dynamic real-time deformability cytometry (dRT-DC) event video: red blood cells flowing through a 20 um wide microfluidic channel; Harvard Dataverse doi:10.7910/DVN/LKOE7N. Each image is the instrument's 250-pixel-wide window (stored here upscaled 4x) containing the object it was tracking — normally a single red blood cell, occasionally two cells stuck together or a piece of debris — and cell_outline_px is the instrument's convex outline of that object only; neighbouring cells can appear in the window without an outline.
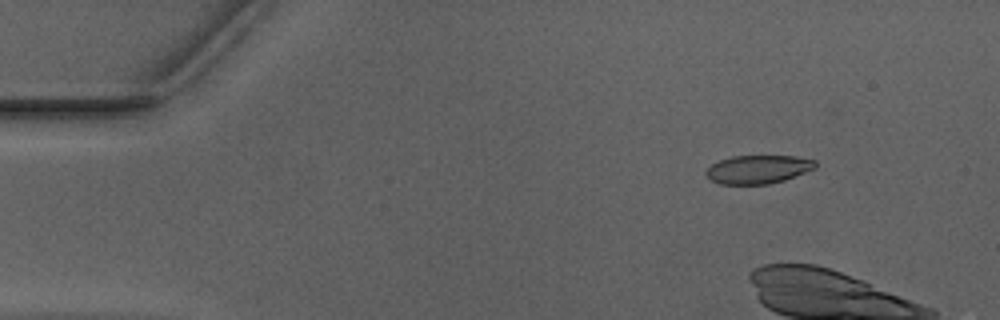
{"species": "Egyptian fruit bat (a non-hibernating species)", "species_latin": "Rousettus aegyptiacus", "temperature_condition": "warm", "stored_images_in_passage": 10, "camera_frame_rate_fps": 3000, "um_per_image_px": 0.085, "animal": {"sex": "male"}, "frame": {"image": 1, "passage_image": 6, "time_ms": 1.667, "image_size_px": [1000, 320], "cell_outline_px": [[816, 168], [784, 180], [768, 184], [720, 184], [712, 180], [704, 172], [712, 164], [720, 160], [732, 156], [796, 156], [816, 160]], "centroid_in_image_um": [64.45, 14.39], "position_along_channel_um": 20.5, "area_um2": 18.03}}